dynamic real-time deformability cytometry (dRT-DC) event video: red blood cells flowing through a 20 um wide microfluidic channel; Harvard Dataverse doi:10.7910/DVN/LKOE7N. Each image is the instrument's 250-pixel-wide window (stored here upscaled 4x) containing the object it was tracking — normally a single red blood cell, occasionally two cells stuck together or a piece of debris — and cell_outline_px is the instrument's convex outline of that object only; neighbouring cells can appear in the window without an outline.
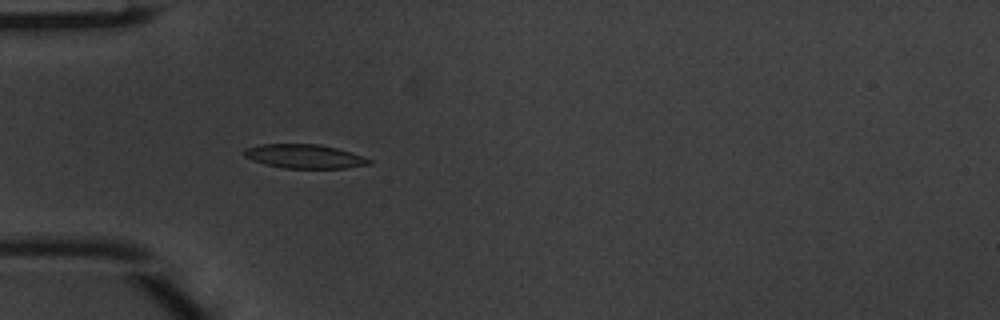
{"species": "common noctule bat (a hibernating species)", "species_latin": "Nyctalus noctula", "temperature_condition": "warm", "stored_images_in_passage": 4, "camera_frame_rate_fps": 3000, "um_per_image_px": 0.085, "animal": {"sex": "male", "body_mass_g": 20.1, "forearm_length_mm": 53.5}, "frame": {"image": 1, "passage_image": 4, "time_ms": 1.0, "image_size_px": [1000, 320], "cell_outline_px": [[372, 164], [344, 168], [284, 168], [264, 164], [252, 160], [244, 156], [244, 152], [248, 148], [264, 144], [316, 144], [336, 148], [372, 160]], "centroid_in_image_um": [25.87, 13.3], "position_along_channel_um": 59.1, "area_um2": 17.11}}